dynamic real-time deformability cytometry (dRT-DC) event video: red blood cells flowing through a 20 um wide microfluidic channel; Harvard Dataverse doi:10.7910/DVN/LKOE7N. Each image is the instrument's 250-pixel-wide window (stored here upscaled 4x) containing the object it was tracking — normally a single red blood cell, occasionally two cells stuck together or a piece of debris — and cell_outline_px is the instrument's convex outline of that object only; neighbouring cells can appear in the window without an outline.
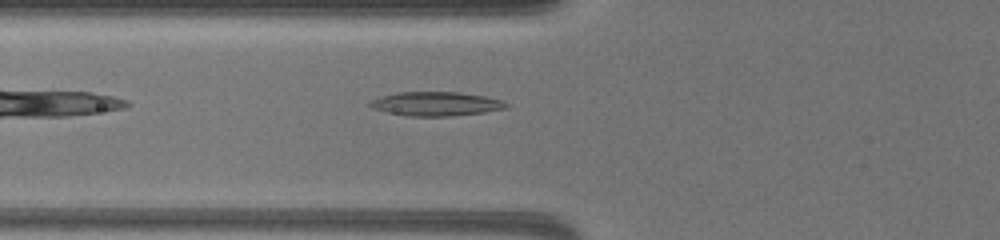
{"species": "common noctule bat (a hibernating species)", "species_latin": "Nyctalus noctula", "temperature_condition": "warm", "stored_images_in_passage": 41, "camera_frame_rate_fps": 3000, "um_per_image_px": 0.085, "animal": {"sex": "female", "body_mass_g": 19.5, "forearm_length_mm": 54.1}, "frame": {"image": 1, "passage_image": 5, "time_ms": 1.333, "image_size_px": [1000, 240], "cell_outline_px": [[508, 108], [484, 112], [452, 116], [408, 116], [388, 112], [372, 108], [368, 104], [372, 100], [380, 96], [400, 92], [460, 92], [484, 96], [500, 100], [508, 104]], "centroid_in_image_um": [37.06, 8.82], "position_along_channel_um": 88.7, "area_um2": 18.96}}
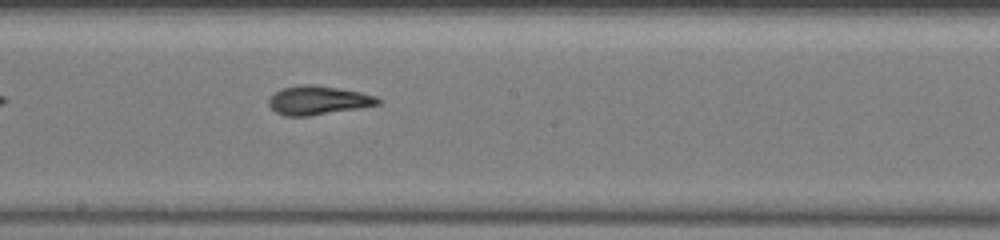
{"frame": {"image": 2, "passage_image": 17, "time_ms": 5.333, "image_size_px": [1000, 240], "cell_outline_px": [[380, 104], [360, 108], [312, 116], [284, 116], [276, 112], [268, 104], [268, 100], [276, 92], [284, 88], [304, 84], [316, 84], [360, 92], [376, 96], [380, 100]], "centroid_in_image_um": [27.05, 8.53], "position_along_channel_um": 221.1, "area_um2": 18.32}}
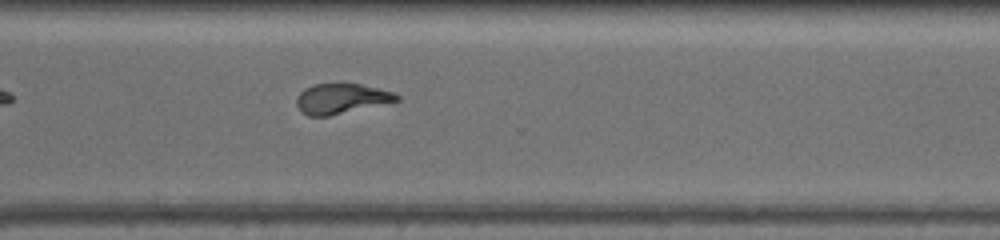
{"frame": {"image": 3, "passage_image": 28, "time_ms": 9.0, "image_size_px": [1000, 240], "cell_outline_px": [[400, 100], [328, 116], [308, 116], [296, 104], [296, 100], [300, 92], [304, 88], [312, 84], [336, 80], [360, 84], [392, 92], [400, 96]], "centroid_in_image_um": [28.97, 8.33], "position_along_channel_um": 341.6, "area_um2": 17.92}, "authors_computed_cell_mechanics": {"area_um2": 18.1492, "velocity_mm_per_s": 3.2991, "shape_relaxation_time_tau1_ms": 5.2728, "shape_relaxation_time_tau2_ms": 2.0839, "deformation_change_tau1": 0.189, "deformation_change_tau2": 0.0999}}